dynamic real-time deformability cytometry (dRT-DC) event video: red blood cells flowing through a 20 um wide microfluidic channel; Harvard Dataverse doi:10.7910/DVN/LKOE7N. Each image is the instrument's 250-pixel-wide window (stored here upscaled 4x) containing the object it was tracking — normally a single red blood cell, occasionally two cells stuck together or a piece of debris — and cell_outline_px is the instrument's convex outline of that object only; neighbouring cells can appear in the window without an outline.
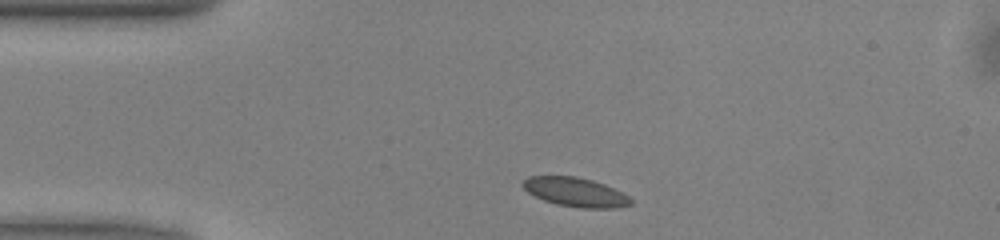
{"species": "common noctule bat (a hibernating species)", "species_latin": "Nyctalus noctula", "temperature_condition": "warm", "stored_images_in_passage": 41, "camera_frame_rate_fps": 3000, "um_per_image_px": 0.085, "animal": {"sex": "male", "body_mass_g": 13.0, "forearm_length_mm": 53.1}, "frame": {"image": 1, "passage_image": 1, "time_ms": 0.0, "image_size_px": [1000, 240], "cell_outline_px": [[632, 204], [616, 208], [584, 208], [556, 204], [544, 200], [528, 192], [520, 184], [528, 176], [576, 176], [592, 180], [604, 184], [628, 196], [632, 200]], "centroid_in_image_um": [48.89, 16.32], "position_along_channel_um": 36.1, "area_um2": 18.15}}
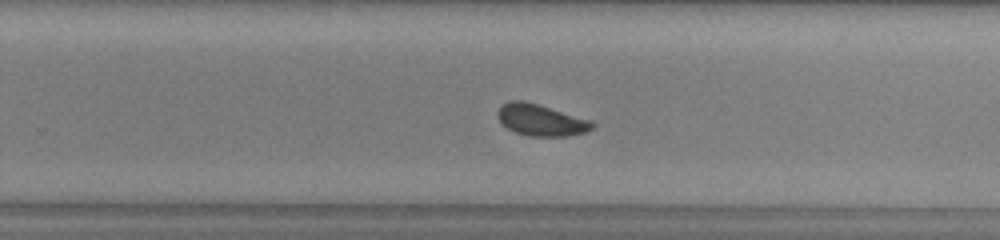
{"frame": {"image": 2, "passage_image": 22, "time_ms": 7.0, "image_size_px": [1000, 240], "cell_outline_px": [[596, 124], [592, 128], [584, 132], [568, 136], [528, 136], [516, 132], [500, 124], [496, 116], [496, 112], [500, 104], [508, 100], [524, 100], [592, 120]], "centroid_in_image_um": [45.92, 10.19], "position_along_channel_um": 283.9, "area_um2": 17.69}}
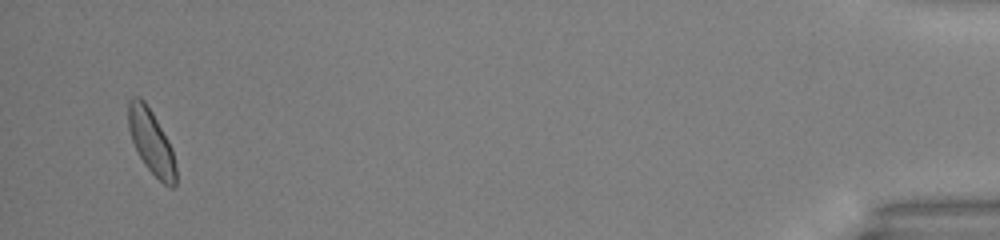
{"frame": {"image": 3, "passage_image": 39, "time_ms": 12.667, "image_size_px": [1000, 240], "cell_outline_px": [[176, 184], [172, 188], [164, 184], [144, 164], [132, 140], [128, 128], [128, 100], [132, 96], [140, 96], [144, 100], [152, 112], [168, 140], [172, 148], [176, 168]], "centroid_in_image_um": [12.85, 12.02], "position_along_channel_um": 422.4, "area_um2": 17.69}, "authors_computed_cell_mechanics": {"area_um2": 17.629, "velocity_mm_per_s": 4.0204, "shape_relaxation_time_tau1_ms": 2.2844, "shape_relaxation_time_tau2_ms": null, "deformation_change_tau1": 0.0585, "deformation_change_tau2": null}}